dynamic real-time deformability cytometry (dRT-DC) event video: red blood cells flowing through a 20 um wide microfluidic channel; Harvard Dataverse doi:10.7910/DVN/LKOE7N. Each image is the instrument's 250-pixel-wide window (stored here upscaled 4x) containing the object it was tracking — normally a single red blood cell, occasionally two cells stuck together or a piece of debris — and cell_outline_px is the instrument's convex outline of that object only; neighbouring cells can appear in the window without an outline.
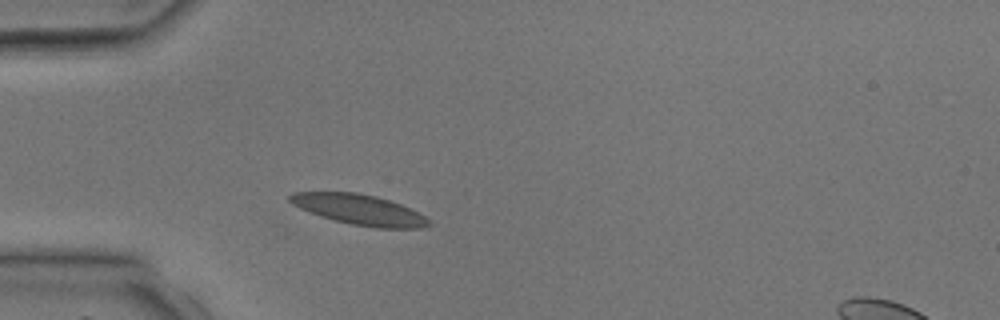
{"species": "common noctule bat (a hibernating species)", "species_latin": "Nyctalus noctula", "temperature_condition": "room temperature", "stored_images_in_passage": 1, "camera_frame_rate_fps": 3000, "um_per_image_px": 0.085, "animal": {"sex": "male", "body_mass_g": 17.9, "forearm_length_mm": 54.2}, "frame": {"image": 1, "passage_image": 1, "time_ms": 0.0, "image_size_px": [1000, 320], "cell_outline_px": [[432, 224], [420, 228], [376, 228], [352, 224], [320, 216], [300, 208], [292, 204], [288, 200], [288, 196], [292, 192], [356, 192], [376, 196], [400, 204], [432, 220]], "centroid_in_image_um": [30.53, 17.82], "position_along_channel_um": 54.5, "area_um2": 24.39}}